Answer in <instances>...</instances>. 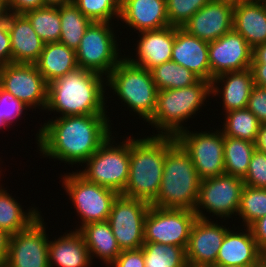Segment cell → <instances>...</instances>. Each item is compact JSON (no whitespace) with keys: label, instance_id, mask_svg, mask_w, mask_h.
<instances>
[{"label":"cell","instance_id":"29","mask_svg":"<svg viewBox=\"0 0 266 267\" xmlns=\"http://www.w3.org/2000/svg\"><path fill=\"white\" fill-rule=\"evenodd\" d=\"M2 186L0 184V229L13 235L28 228L41 216L42 211L37 207L23 209L18 200Z\"/></svg>","mask_w":266,"mask_h":267},{"label":"cell","instance_id":"28","mask_svg":"<svg viewBox=\"0 0 266 267\" xmlns=\"http://www.w3.org/2000/svg\"><path fill=\"white\" fill-rule=\"evenodd\" d=\"M34 64L47 84L78 68L76 51L59 42L45 43Z\"/></svg>","mask_w":266,"mask_h":267},{"label":"cell","instance_id":"24","mask_svg":"<svg viewBox=\"0 0 266 267\" xmlns=\"http://www.w3.org/2000/svg\"><path fill=\"white\" fill-rule=\"evenodd\" d=\"M6 20L11 42L12 62L34 64L39 59L45 43L23 14L8 13Z\"/></svg>","mask_w":266,"mask_h":267},{"label":"cell","instance_id":"18","mask_svg":"<svg viewBox=\"0 0 266 267\" xmlns=\"http://www.w3.org/2000/svg\"><path fill=\"white\" fill-rule=\"evenodd\" d=\"M234 1L211 0L182 26L188 34L206 42L233 30Z\"/></svg>","mask_w":266,"mask_h":267},{"label":"cell","instance_id":"51","mask_svg":"<svg viewBox=\"0 0 266 267\" xmlns=\"http://www.w3.org/2000/svg\"><path fill=\"white\" fill-rule=\"evenodd\" d=\"M7 14L6 0H0V23L6 19Z\"/></svg>","mask_w":266,"mask_h":267},{"label":"cell","instance_id":"19","mask_svg":"<svg viewBox=\"0 0 266 267\" xmlns=\"http://www.w3.org/2000/svg\"><path fill=\"white\" fill-rule=\"evenodd\" d=\"M138 37L137 47L134 49L136 55L125 56L124 54L130 63L150 71L164 62L171 61L175 27L167 26L161 29L142 31L138 33Z\"/></svg>","mask_w":266,"mask_h":267},{"label":"cell","instance_id":"43","mask_svg":"<svg viewBox=\"0 0 266 267\" xmlns=\"http://www.w3.org/2000/svg\"><path fill=\"white\" fill-rule=\"evenodd\" d=\"M12 63V50L7 20L0 23V66Z\"/></svg>","mask_w":266,"mask_h":267},{"label":"cell","instance_id":"53","mask_svg":"<svg viewBox=\"0 0 266 267\" xmlns=\"http://www.w3.org/2000/svg\"><path fill=\"white\" fill-rule=\"evenodd\" d=\"M5 127L10 129V126L6 123V121L1 117L0 114V129H4Z\"/></svg>","mask_w":266,"mask_h":267},{"label":"cell","instance_id":"13","mask_svg":"<svg viewBox=\"0 0 266 267\" xmlns=\"http://www.w3.org/2000/svg\"><path fill=\"white\" fill-rule=\"evenodd\" d=\"M151 204L119 194L114 200L108 222L121 249L135 250L144 244V220Z\"/></svg>","mask_w":266,"mask_h":267},{"label":"cell","instance_id":"23","mask_svg":"<svg viewBox=\"0 0 266 267\" xmlns=\"http://www.w3.org/2000/svg\"><path fill=\"white\" fill-rule=\"evenodd\" d=\"M208 47L209 42L175 27L171 61L192 71L200 79L210 82Z\"/></svg>","mask_w":266,"mask_h":267},{"label":"cell","instance_id":"50","mask_svg":"<svg viewBox=\"0 0 266 267\" xmlns=\"http://www.w3.org/2000/svg\"><path fill=\"white\" fill-rule=\"evenodd\" d=\"M45 6H61L70 3V0H43Z\"/></svg>","mask_w":266,"mask_h":267},{"label":"cell","instance_id":"42","mask_svg":"<svg viewBox=\"0 0 266 267\" xmlns=\"http://www.w3.org/2000/svg\"><path fill=\"white\" fill-rule=\"evenodd\" d=\"M109 267H145L143 249L122 251Z\"/></svg>","mask_w":266,"mask_h":267},{"label":"cell","instance_id":"27","mask_svg":"<svg viewBox=\"0 0 266 267\" xmlns=\"http://www.w3.org/2000/svg\"><path fill=\"white\" fill-rule=\"evenodd\" d=\"M78 232L85 241L92 263L96 257L109 267L122 252L108 221L83 225Z\"/></svg>","mask_w":266,"mask_h":267},{"label":"cell","instance_id":"9","mask_svg":"<svg viewBox=\"0 0 266 267\" xmlns=\"http://www.w3.org/2000/svg\"><path fill=\"white\" fill-rule=\"evenodd\" d=\"M62 187L69 196L80 223L74 230L92 222L107 221L117 192L88 181L78 170L61 176Z\"/></svg>","mask_w":266,"mask_h":267},{"label":"cell","instance_id":"46","mask_svg":"<svg viewBox=\"0 0 266 267\" xmlns=\"http://www.w3.org/2000/svg\"><path fill=\"white\" fill-rule=\"evenodd\" d=\"M254 85L266 88V63H251Z\"/></svg>","mask_w":266,"mask_h":267},{"label":"cell","instance_id":"15","mask_svg":"<svg viewBox=\"0 0 266 267\" xmlns=\"http://www.w3.org/2000/svg\"><path fill=\"white\" fill-rule=\"evenodd\" d=\"M45 223L41 215L28 228L10 235L5 267H50Z\"/></svg>","mask_w":266,"mask_h":267},{"label":"cell","instance_id":"56","mask_svg":"<svg viewBox=\"0 0 266 267\" xmlns=\"http://www.w3.org/2000/svg\"><path fill=\"white\" fill-rule=\"evenodd\" d=\"M1 159V158H0ZM1 161V160H0ZM1 165V164H0ZM0 169H1V167H0ZM1 171H2V169L0 170V178H1V175L3 174V173H1Z\"/></svg>","mask_w":266,"mask_h":267},{"label":"cell","instance_id":"22","mask_svg":"<svg viewBox=\"0 0 266 267\" xmlns=\"http://www.w3.org/2000/svg\"><path fill=\"white\" fill-rule=\"evenodd\" d=\"M232 226L221 244L216 265H254L264 253L258 248L250 228L238 226L237 230L234 224Z\"/></svg>","mask_w":266,"mask_h":267},{"label":"cell","instance_id":"8","mask_svg":"<svg viewBox=\"0 0 266 267\" xmlns=\"http://www.w3.org/2000/svg\"><path fill=\"white\" fill-rule=\"evenodd\" d=\"M113 24L110 22H91L86 28L76 50L79 68L107 77L124 58L121 53V43L119 45V39H117L119 35L116 36V26Z\"/></svg>","mask_w":266,"mask_h":267},{"label":"cell","instance_id":"36","mask_svg":"<svg viewBox=\"0 0 266 267\" xmlns=\"http://www.w3.org/2000/svg\"><path fill=\"white\" fill-rule=\"evenodd\" d=\"M237 215L242 221L240 227H249L254 221L265 216L266 188L244 185Z\"/></svg>","mask_w":266,"mask_h":267},{"label":"cell","instance_id":"48","mask_svg":"<svg viewBox=\"0 0 266 267\" xmlns=\"http://www.w3.org/2000/svg\"><path fill=\"white\" fill-rule=\"evenodd\" d=\"M252 63H266V43L253 48Z\"/></svg>","mask_w":266,"mask_h":267},{"label":"cell","instance_id":"52","mask_svg":"<svg viewBox=\"0 0 266 267\" xmlns=\"http://www.w3.org/2000/svg\"><path fill=\"white\" fill-rule=\"evenodd\" d=\"M251 267H266V254H264L254 265Z\"/></svg>","mask_w":266,"mask_h":267},{"label":"cell","instance_id":"14","mask_svg":"<svg viewBox=\"0 0 266 267\" xmlns=\"http://www.w3.org/2000/svg\"><path fill=\"white\" fill-rule=\"evenodd\" d=\"M0 86L31 109H46L48 84L35 64L12 62L0 66Z\"/></svg>","mask_w":266,"mask_h":267},{"label":"cell","instance_id":"45","mask_svg":"<svg viewBox=\"0 0 266 267\" xmlns=\"http://www.w3.org/2000/svg\"><path fill=\"white\" fill-rule=\"evenodd\" d=\"M258 248L266 254V215L249 226Z\"/></svg>","mask_w":266,"mask_h":267},{"label":"cell","instance_id":"3","mask_svg":"<svg viewBox=\"0 0 266 267\" xmlns=\"http://www.w3.org/2000/svg\"><path fill=\"white\" fill-rule=\"evenodd\" d=\"M201 179L192 159L175 137L165 136V159L162 181L152 206L194 210Z\"/></svg>","mask_w":266,"mask_h":267},{"label":"cell","instance_id":"17","mask_svg":"<svg viewBox=\"0 0 266 267\" xmlns=\"http://www.w3.org/2000/svg\"><path fill=\"white\" fill-rule=\"evenodd\" d=\"M210 218H196L192 224L186 251L187 264L197 267L216 266V258L229 227Z\"/></svg>","mask_w":266,"mask_h":267},{"label":"cell","instance_id":"30","mask_svg":"<svg viewBox=\"0 0 266 267\" xmlns=\"http://www.w3.org/2000/svg\"><path fill=\"white\" fill-rule=\"evenodd\" d=\"M61 20V35L59 43L68 48L77 50L86 28L91 20L84 16L80 10L71 2L58 6Z\"/></svg>","mask_w":266,"mask_h":267},{"label":"cell","instance_id":"54","mask_svg":"<svg viewBox=\"0 0 266 267\" xmlns=\"http://www.w3.org/2000/svg\"><path fill=\"white\" fill-rule=\"evenodd\" d=\"M213 267H251V266H240V265H216Z\"/></svg>","mask_w":266,"mask_h":267},{"label":"cell","instance_id":"21","mask_svg":"<svg viewBox=\"0 0 266 267\" xmlns=\"http://www.w3.org/2000/svg\"><path fill=\"white\" fill-rule=\"evenodd\" d=\"M119 20L135 34L170 26L166 0H121Z\"/></svg>","mask_w":266,"mask_h":267},{"label":"cell","instance_id":"26","mask_svg":"<svg viewBox=\"0 0 266 267\" xmlns=\"http://www.w3.org/2000/svg\"><path fill=\"white\" fill-rule=\"evenodd\" d=\"M53 240L49 239L48 247L50 267H91L93 264L85 241L77 230L71 229Z\"/></svg>","mask_w":266,"mask_h":267},{"label":"cell","instance_id":"31","mask_svg":"<svg viewBox=\"0 0 266 267\" xmlns=\"http://www.w3.org/2000/svg\"><path fill=\"white\" fill-rule=\"evenodd\" d=\"M255 149L256 146L253 142L224 136L225 174L243 179L247 174Z\"/></svg>","mask_w":266,"mask_h":267},{"label":"cell","instance_id":"35","mask_svg":"<svg viewBox=\"0 0 266 267\" xmlns=\"http://www.w3.org/2000/svg\"><path fill=\"white\" fill-rule=\"evenodd\" d=\"M145 267H187L185 248L155 242H144Z\"/></svg>","mask_w":266,"mask_h":267},{"label":"cell","instance_id":"4","mask_svg":"<svg viewBox=\"0 0 266 267\" xmlns=\"http://www.w3.org/2000/svg\"><path fill=\"white\" fill-rule=\"evenodd\" d=\"M210 96L211 82L204 79L185 88L159 90L155 111L147 125L156 128L158 134L153 133L154 136L176 137L190 128L185 122L196 117Z\"/></svg>","mask_w":266,"mask_h":267},{"label":"cell","instance_id":"1","mask_svg":"<svg viewBox=\"0 0 266 267\" xmlns=\"http://www.w3.org/2000/svg\"><path fill=\"white\" fill-rule=\"evenodd\" d=\"M108 114L52 117L36 133L40 156L82 166L113 134ZM111 123V124H110Z\"/></svg>","mask_w":266,"mask_h":267},{"label":"cell","instance_id":"34","mask_svg":"<svg viewBox=\"0 0 266 267\" xmlns=\"http://www.w3.org/2000/svg\"><path fill=\"white\" fill-rule=\"evenodd\" d=\"M44 43L59 42L61 20L58 6H45L23 14Z\"/></svg>","mask_w":266,"mask_h":267},{"label":"cell","instance_id":"40","mask_svg":"<svg viewBox=\"0 0 266 267\" xmlns=\"http://www.w3.org/2000/svg\"><path fill=\"white\" fill-rule=\"evenodd\" d=\"M25 110L30 111L31 108L0 86V114L9 126H12L15 120L17 122Z\"/></svg>","mask_w":266,"mask_h":267},{"label":"cell","instance_id":"16","mask_svg":"<svg viewBox=\"0 0 266 267\" xmlns=\"http://www.w3.org/2000/svg\"><path fill=\"white\" fill-rule=\"evenodd\" d=\"M253 48L234 30L209 42L210 82L225 73L251 68Z\"/></svg>","mask_w":266,"mask_h":267},{"label":"cell","instance_id":"11","mask_svg":"<svg viewBox=\"0 0 266 267\" xmlns=\"http://www.w3.org/2000/svg\"><path fill=\"white\" fill-rule=\"evenodd\" d=\"M220 129L206 131L184 130L176 141L188 153L201 180L225 173L224 135ZM213 131V132H212Z\"/></svg>","mask_w":266,"mask_h":267},{"label":"cell","instance_id":"32","mask_svg":"<svg viewBox=\"0 0 266 267\" xmlns=\"http://www.w3.org/2000/svg\"><path fill=\"white\" fill-rule=\"evenodd\" d=\"M221 131L224 136L255 143L260 127L257 117L248 109H238L223 114Z\"/></svg>","mask_w":266,"mask_h":267},{"label":"cell","instance_id":"37","mask_svg":"<svg viewBox=\"0 0 266 267\" xmlns=\"http://www.w3.org/2000/svg\"><path fill=\"white\" fill-rule=\"evenodd\" d=\"M70 2L92 22L114 23L117 19L119 23L121 0H70Z\"/></svg>","mask_w":266,"mask_h":267},{"label":"cell","instance_id":"2","mask_svg":"<svg viewBox=\"0 0 266 267\" xmlns=\"http://www.w3.org/2000/svg\"><path fill=\"white\" fill-rule=\"evenodd\" d=\"M106 87V77L78 67L48 84L45 111L57 117L107 114Z\"/></svg>","mask_w":266,"mask_h":267},{"label":"cell","instance_id":"5","mask_svg":"<svg viewBox=\"0 0 266 267\" xmlns=\"http://www.w3.org/2000/svg\"><path fill=\"white\" fill-rule=\"evenodd\" d=\"M164 159L165 136H130L129 177L121 195L151 203L159 193Z\"/></svg>","mask_w":266,"mask_h":267},{"label":"cell","instance_id":"49","mask_svg":"<svg viewBox=\"0 0 266 267\" xmlns=\"http://www.w3.org/2000/svg\"><path fill=\"white\" fill-rule=\"evenodd\" d=\"M255 146L257 150L262 151L266 154V123L260 124Z\"/></svg>","mask_w":266,"mask_h":267},{"label":"cell","instance_id":"33","mask_svg":"<svg viewBox=\"0 0 266 267\" xmlns=\"http://www.w3.org/2000/svg\"><path fill=\"white\" fill-rule=\"evenodd\" d=\"M150 71L158 91L189 87L200 80L192 71L174 61L164 62Z\"/></svg>","mask_w":266,"mask_h":267},{"label":"cell","instance_id":"55","mask_svg":"<svg viewBox=\"0 0 266 267\" xmlns=\"http://www.w3.org/2000/svg\"><path fill=\"white\" fill-rule=\"evenodd\" d=\"M244 1H264V0H244Z\"/></svg>","mask_w":266,"mask_h":267},{"label":"cell","instance_id":"12","mask_svg":"<svg viewBox=\"0 0 266 267\" xmlns=\"http://www.w3.org/2000/svg\"><path fill=\"white\" fill-rule=\"evenodd\" d=\"M196 218L193 210L151 205L144 220V242L175 245L186 249Z\"/></svg>","mask_w":266,"mask_h":267},{"label":"cell","instance_id":"47","mask_svg":"<svg viewBox=\"0 0 266 267\" xmlns=\"http://www.w3.org/2000/svg\"><path fill=\"white\" fill-rule=\"evenodd\" d=\"M10 235L0 229V266H4L8 257Z\"/></svg>","mask_w":266,"mask_h":267},{"label":"cell","instance_id":"7","mask_svg":"<svg viewBox=\"0 0 266 267\" xmlns=\"http://www.w3.org/2000/svg\"><path fill=\"white\" fill-rule=\"evenodd\" d=\"M114 138L111 134L78 172L88 181L122 194L129 177L130 136L120 143Z\"/></svg>","mask_w":266,"mask_h":267},{"label":"cell","instance_id":"44","mask_svg":"<svg viewBox=\"0 0 266 267\" xmlns=\"http://www.w3.org/2000/svg\"><path fill=\"white\" fill-rule=\"evenodd\" d=\"M42 7H45L43 0H6L7 12L12 14H24Z\"/></svg>","mask_w":266,"mask_h":267},{"label":"cell","instance_id":"20","mask_svg":"<svg viewBox=\"0 0 266 267\" xmlns=\"http://www.w3.org/2000/svg\"><path fill=\"white\" fill-rule=\"evenodd\" d=\"M221 85V86H220ZM254 86L250 68L242 71L225 72L213 78L211 96L222 99V114L247 108L248 99Z\"/></svg>","mask_w":266,"mask_h":267},{"label":"cell","instance_id":"38","mask_svg":"<svg viewBox=\"0 0 266 267\" xmlns=\"http://www.w3.org/2000/svg\"><path fill=\"white\" fill-rule=\"evenodd\" d=\"M211 0H166L170 26L182 28L184 24Z\"/></svg>","mask_w":266,"mask_h":267},{"label":"cell","instance_id":"6","mask_svg":"<svg viewBox=\"0 0 266 267\" xmlns=\"http://www.w3.org/2000/svg\"><path fill=\"white\" fill-rule=\"evenodd\" d=\"M106 86L118 96L117 100L121 99L123 106L134 112L133 116L137 114L146 123L153 116L158 90L148 69L124 57L106 77Z\"/></svg>","mask_w":266,"mask_h":267},{"label":"cell","instance_id":"41","mask_svg":"<svg viewBox=\"0 0 266 267\" xmlns=\"http://www.w3.org/2000/svg\"><path fill=\"white\" fill-rule=\"evenodd\" d=\"M247 108L257 117L260 124L266 123V88L253 86Z\"/></svg>","mask_w":266,"mask_h":267},{"label":"cell","instance_id":"39","mask_svg":"<svg viewBox=\"0 0 266 267\" xmlns=\"http://www.w3.org/2000/svg\"><path fill=\"white\" fill-rule=\"evenodd\" d=\"M243 181L244 185L266 188V154L264 152L255 149Z\"/></svg>","mask_w":266,"mask_h":267},{"label":"cell","instance_id":"10","mask_svg":"<svg viewBox=\"0 0 266 267\" xmlns=\"http://www.w3.org/2000/svg\"><path fill=\"white\" fill-rule=\"evenodd\" d=\"M243 188L242 178L225 173L201 180L193 210L196 217L209 220L210 216H216L223 219V222L228 218L234 219L233 216H237L239 210ZM205 211L210 215L208 216Z\"/></svg>","mask_w":266,"mask_h":267},{"label":"cell","instance_id":"25","mask_svg":"<svg viewBox=\"0 0 266 267\" xmlns=\"http://www.w3.org/2000/svg\"><path fill=\"white\" fill-rule=\"evenodd\" d=\"M233 30L254 48L266 43V4L264 1H235Z\"/></svg>","mask_w":266,"mask_h":267}]
</instances>
